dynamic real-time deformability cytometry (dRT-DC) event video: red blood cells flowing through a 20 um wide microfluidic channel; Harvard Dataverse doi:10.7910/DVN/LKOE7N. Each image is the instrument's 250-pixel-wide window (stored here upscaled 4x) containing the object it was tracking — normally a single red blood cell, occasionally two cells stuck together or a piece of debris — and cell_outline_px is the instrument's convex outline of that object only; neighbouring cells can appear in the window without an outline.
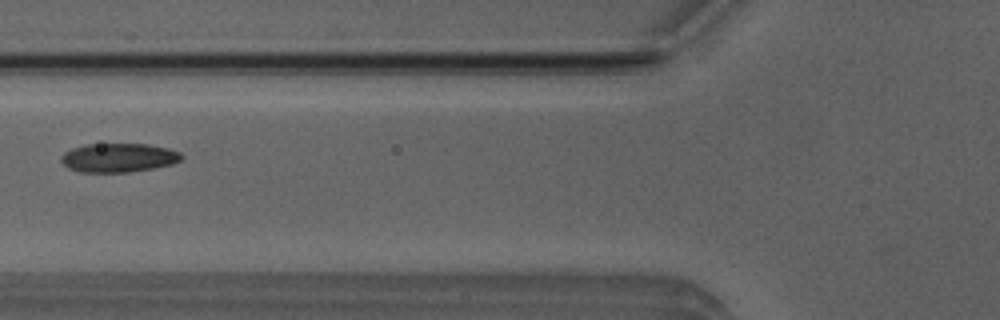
{"species": "Egyptian fruit bat (a non-hibernating species)", "species_latin": "Rousettus aegyptiacus", "temperature_condition": "room temperature", "stored_images_in_passage": 6, "camera_frame_rate_fps": 3000, "um_per_image_px": 0.085, "animal": {"sex": "male"}, "frame": {"image": 1, "passage_image": 5, "time_ms": 1.333, "image_size_px": [1000, 320], "cell_outline_px": [[184, 156], [180, 160], [172, 164], [152, 168], [128, 172], [80, 172], [68, 168], [60, 160], [60, 156], [64, 152], [72, 148], [88, 144], [148, 144], [168, 148], [180, 152]], "centroid_in_image_um": [10.07, 13.4], "position_along_channel_um": 115.7, "area_um2": 20.29}}